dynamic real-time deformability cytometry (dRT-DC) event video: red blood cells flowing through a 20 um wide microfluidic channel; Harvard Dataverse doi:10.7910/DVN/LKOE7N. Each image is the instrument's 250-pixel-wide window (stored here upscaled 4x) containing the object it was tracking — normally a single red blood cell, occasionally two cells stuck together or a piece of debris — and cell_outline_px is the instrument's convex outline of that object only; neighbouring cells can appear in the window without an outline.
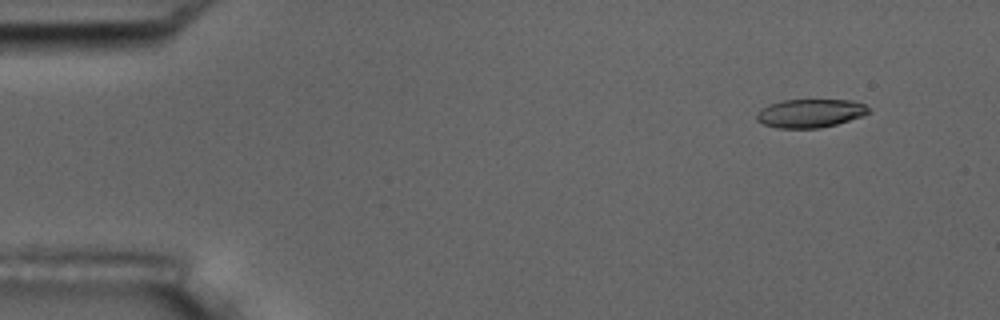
{"species": "common noctule bat (a hibernating species)", "species_latin": "Nyctalus noctula", "temperature_condition": "room temperature", "stored_images_in_passage": 4, "camera_frame_rate_fps": 3000, "um_per_image_px": 0.085, "animal": {"sex": "male", "body_mass_g": 17.5, "forearm_length_mm": 52.3}, "frame": {"image": 1, "passage_image": 1, "time_ms": 0.0, "image_size_px": [1000, 320], "cell_outline_px": [[872, 112], [864, 116], [836, 124], [820, 128], [776, 128], [764, 124], [756, 120], [756, 112], [760, 108], [768, 104], [784, 100], [852, 100], [864, 104]], "centroid_in_image_um": [68.86, 9.63], "position_along_channel_um": 16.1, "area_um2": 18.79}}
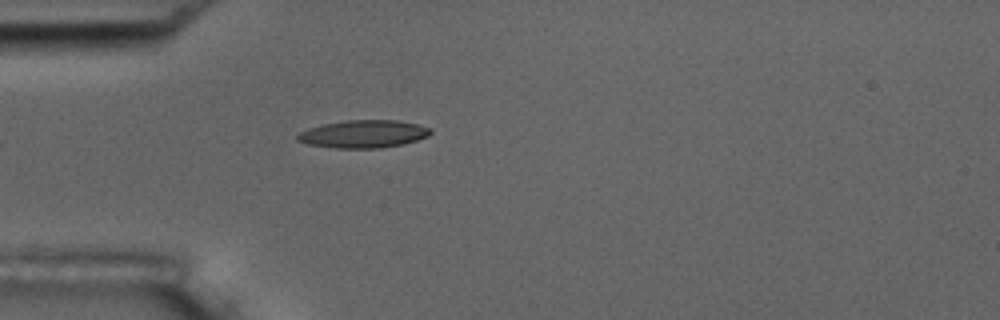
{"frame": {"image": 2, "passage_image": 4, "time_ms": 3.667, "image_size_px": [1000, 320], "cell_outline_px": [[432, 132], [428, 136], [416, 140], [400, 144], [380, 148], [336, 148], [308, 144], [296, 140], [296, 136], [300, 132], [308, 128], [324, 124], [348, 120], [396, 120], [416, 124], [428, 128]], "centroid_in_image_um": [30.85, 11.39], "position_along_channel_um": 54.1, "area_um2": 21.21}}